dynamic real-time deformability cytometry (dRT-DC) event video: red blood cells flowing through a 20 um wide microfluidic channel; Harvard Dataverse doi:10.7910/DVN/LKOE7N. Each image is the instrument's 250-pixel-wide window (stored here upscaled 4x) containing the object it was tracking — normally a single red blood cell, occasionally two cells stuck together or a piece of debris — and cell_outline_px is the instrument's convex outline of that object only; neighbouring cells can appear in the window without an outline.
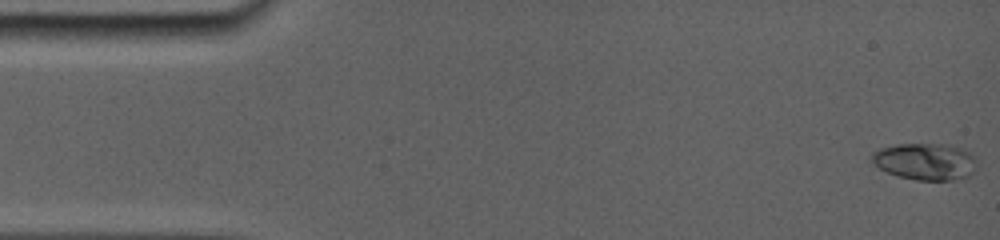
{"species": "common noctule bat (a hibernating species)", "species_latin": "Nyctalus noctula", "temperature_condition": "room temperature", "stored_images_in_passage": 39, "camera_frame_rate_fps": 5000, "um_per_image_px": 0.085, "animal": {"sex": "female", "body_mass_g": 19.0, "forearm_length_mm": 56.7}, "frame": {"image": 1, "passage_image": 1, "time_ms": 0.0, "image_size_px": [1000, 240], "cell_outline_px": [[964, 176], [948, 180], [916, 180], [900, 176], [888, 172], [880, 168], [876, 164], [876, 156], [880, 152], [888, 148], [908, 144], [916, 144], [924, 148], [952, 164]], "centroid_in_image_um": [77.87, 13.92], "position_along_channel_um": 7.1, "area_um2": 15.2}}
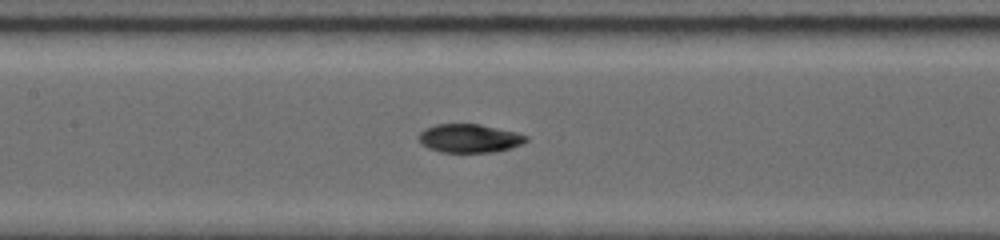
{"frame": {"image": 2, "passage_image": 20, "time_ms": 7.4, "image_size_px": [1000, 240], "cell_outline_px": [[528, 140], [520, 144], [508, 148], [492, 152], [444, 152], [432, 148], [424, 144], [420, 140], [420, 132], [436, 124], [476, 124], [512, 132], [528, 136]], "centroid_in_image_um": [39.9, 11.76], "position_along_channel_um": 167.5, "area_um2": 17.05}}
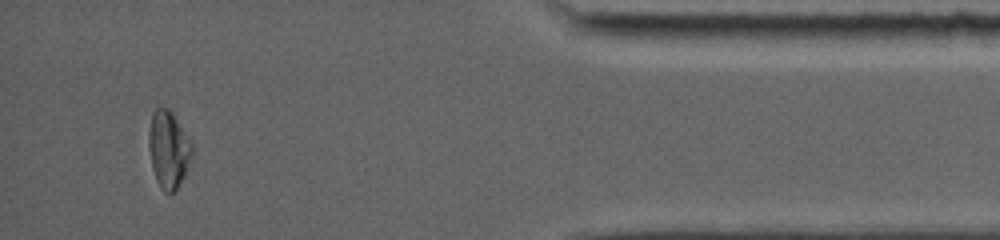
{"frame": {"image": 3, "passage_image": 36, "time_ms": 15.0, "image_size_px": [1000, 240], "cell_outline_px": [[192, 152], [184, 176], [176, 192], [164, 192], [160, 188], [156, 180], [152, 168], [148, 144], [148, 132], [152, 112], [156, 108], [168, 108], [172, 112], [192, 144]], "centroid_in_image_um": [14.29, 12.71], "position_along_channel_um": 420.9, "area_um2": 19.36}, "authors_computed_cell_mechanics": {"area_um2": 17.8024, "velocity_mm_per_s": 3.867, "shape_relaxation_time_tau1_ms": 6.288, "shape_relaxation_time_tau2_ms": 2.8761, "deformation_change_tau1": 0.2036, "deformation_change_tau2": 0.0474}}